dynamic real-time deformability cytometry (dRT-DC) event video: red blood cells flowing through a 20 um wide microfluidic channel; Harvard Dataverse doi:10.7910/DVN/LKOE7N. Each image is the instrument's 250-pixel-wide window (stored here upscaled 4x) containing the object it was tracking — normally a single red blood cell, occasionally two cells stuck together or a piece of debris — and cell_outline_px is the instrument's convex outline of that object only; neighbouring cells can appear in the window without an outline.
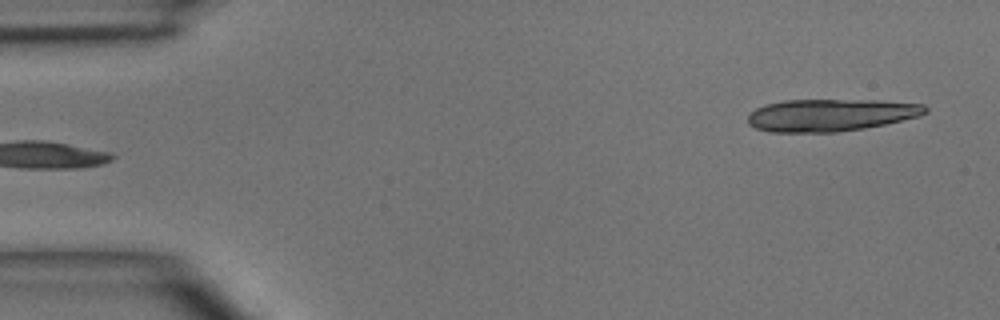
{"species": "common noctule bat (a hibernating species)", "species_latin": "Nyctalus noctula", "temperature_condition": "room temperature", "stored_images_in_passage": 4, "segment_of_instrument_passage": [2, 2], "camera_frame_rate_fps": 3000, "um_per_image_px": 0.085, "animal": {"sex": "male", "body_mass_g": 15.6}, "frame": {"image": 1, "passage_image": 4, "time_ms": 3.667, "image_size_px": [1000, 320], "cell_outline_px": [[928, 112], [920, 116], [884, 124], [864, 128], [836, 132], [768, 132], [756, 128], [748, 124], [748, 116], [756, 108], [764, 104], [784, 100], [876, 100], [924, 104], [928, 108]], "centroid_in_image_um": [70.6, 9.77], "position_along_channel_um": 14.4, "area_um2": 33.47}}